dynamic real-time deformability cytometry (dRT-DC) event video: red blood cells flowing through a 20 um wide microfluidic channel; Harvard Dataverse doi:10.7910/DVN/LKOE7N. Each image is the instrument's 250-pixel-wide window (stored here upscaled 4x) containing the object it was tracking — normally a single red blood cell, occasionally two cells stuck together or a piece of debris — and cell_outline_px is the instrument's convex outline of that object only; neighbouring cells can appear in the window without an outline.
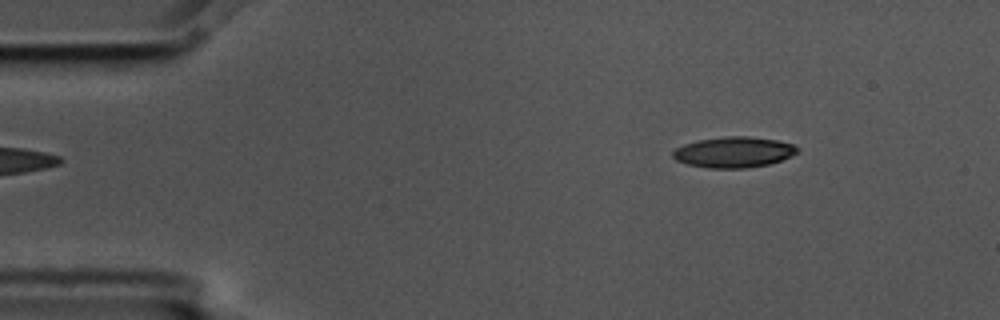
{"species": "common noctule bat (a hibernating species)", "species_latin": "Nyctalus noctula", "temperature_condition": "cold", "stored_images_in_passage": 2, "camera_frame_rate_fps": 3000, "um_per_image_px": 0.085, "animal": {"sex": "male", "body_mass_g": 17.5, "forearm_length_mm": 52.3}, "frame": {"image": 1, "passage_image": 2, "time_ms": 0.333, "image_size_px": [1000, 320], "cell_outline_px": [[800, 152], [780, 160], [768, 164], [744, 168], [708, 168], [688, 164], [676, 160], [672, 156], [672, 152], [676, 148], [684, 144], [700, 140], [724, 136], [748, 136], [776, 140], [792, 144], [800, 148]], "centroid_in_image_um": [62.37, 12.93], "position_along_channel_um": 22.6, "area_um2": 22.2}}